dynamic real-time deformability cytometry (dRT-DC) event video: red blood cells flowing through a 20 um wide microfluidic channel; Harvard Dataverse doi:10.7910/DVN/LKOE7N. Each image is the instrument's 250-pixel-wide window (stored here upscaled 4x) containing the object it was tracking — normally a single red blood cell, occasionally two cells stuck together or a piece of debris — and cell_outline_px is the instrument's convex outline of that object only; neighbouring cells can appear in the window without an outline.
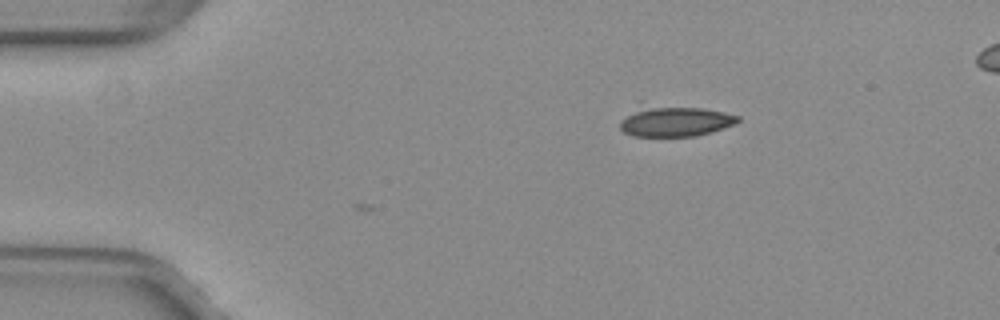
{"species": "common noctule bat (a hibernating species)", "species_latin": "Nyctalus noctula", "temperature_condition": "warm", "stored_images_in_passage": 10, "camera_frame_rate_fps": 3000, "um_per_image_px": 0.085, "animal": {"sex": "female", "body_mass_g": 29.2, "forearm_length_mm": 56.3}, "frame": {"image": 1, "passage_image": 10, "time_ms": 3.0, "image_size_px": [1000, 320], "cell_outline_px": [[740, 120], [736, 124], [696, 136], [632, 136], [624, 132], [620, 128], [620, 120], [640, 100], [704, 108], [724, 112], [740, 116]], "centroid_in_image_um": [57.25, 10.21], "position_along_channel_um": 27.7, "area_um2": 22.43}}